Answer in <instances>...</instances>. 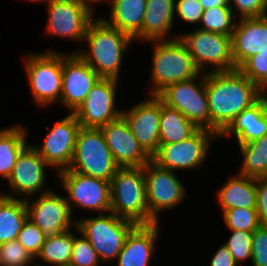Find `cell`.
<instances>
[{"instance_id": "1", "label": "cell", "mask_w": 267, "mask_h": 266, "mask_svg": "<svg viewBox=\"0 0 267 266\" xmlns=\"http://www.w3.org/2000/svg\"><path fill=\"white\" fill-rule=\"evenodd\" d=\"M210 131L220 134L265 93L238 69L205 73Z\"/></svg>"}, {"instance_id": "2", "label": "cell", "mask_w": 267, "mask_h": 266, "mask_svg": "<svg viewBox=\"0 0 267 266\" xmlns=\"http://www.w3.org/2000/svg\"><path fill=\"white\" fill-rule=\"evenodd\" d=\"M132 42L134 40L127 34L97 17L89 23L83 40L88 48H78L74 52L100 77L119 80L123 57Z\"/></svg>"}, {"instance_id": "3", "label": "cell", "mask_w": 267, "mask_h": 266, "mask_svg": "<svg viewBox=\"0 0 267 266\" xmlns=\"http://www.w3.org/2000/svg\"><path fill=\"white\" fill-rule=\"evenodd\" d=\"M110 211L136 225L157 223L149 212L143 167H120L110 181Z\"/></svg>"}, {"instance_id": "4", "label": "cell", "mask_w": 267, "mask_h": 266, "mask_svg": "<svg viewBox=\"0 0 267 266\" xmlns=\"http://www.w3.org/2000/svg\"><path fill=\"white\" fill-rule=\"evenodd\" d=\"M148 43L154 46L149 95H158L168 85L191 80L201 73L180 38Z\"/></svg>"}, {"instance_id": "5", "label": "cell", "mask_w": 267, "mask_h": 266, "mask_svg": "<svg viewBox=\"0 0 267 266\" xmlns=\"http://www.w3.org/2000/svg\"><path fill=\"white\" fill-rule=\"evenodd\" d=\"M74 230L83 234L104 263L116 260L130 231L136 226L133 222L120 218L113 212L96 217L76 219Z\"/></svg>"}, {"instance_id": "6", "label": "cell", "mask_w": 267, "mask_h": 266, "mask_svg": "<svg viewBox=\"0 0 267 266\" xmlns=\"http://www.w3.org/2000/svg\"><path fill=\"white\" fill-rule=\"evenodd\" d=\"M24 59V70L33 101L42 107L60 103L62 53L50 49L41 53H30Z\"/></svg>"}, {"instance_id": "7", "label": "cell", "mask_w": 267, "mask_h": 266, "mask_svg": "<svg viewBox=\"0 0 267 266\" xmlns=\"http://www.w3.org/2000/svg\"><path fill=\"white\" fill-rule=\"evenodd\" d=\"M119 168L101 129L81 127L76 139L74 157L68 169L110 182Z\"/></svg>"}, {"instance_id": "8", "label": "cell", "mask_w": 267, "mask_h": 266, "mask_svg": "<svg viewBox=\"0 0 267 266\" xmlns=\"http://www.w3.org/2000/svg\"><path fill=\"white\" fill-rule=\"evenodd\" d=\"M179 34L201 73L236 69L231 54V36L203 31L198 28ZM208 65V66H207ZM211 69H206V67Z\"/></svg>"}, {"instance_id": "9", "label": "cell", "mask_w": 267, "mask_h": 266, "mask_svg": "<svg viewBox=\"0 0 267 266\" xmlns=\"http://www.w3.org/2000/svg\"><path fill=\"white\" fill-rule=\"evenodd\" d=\"M157 96L163 103L182 113L198 129L210 131L205 73H200L191 80L168 85Z\"/></svg>"}, {"instance_id": "10", "label": "cell", "mask_w": 267, "mask_h": 266, "mask_svg": "<svg viewBox=\"0 0 267 266\" xmlns=\"http://www.w3.org/2000/svg\"><path fill=\"white\" fill-rule=\"evenodd\" d=\"M219 136L206 129H198L189 138L171 144H159L151 160L158 166L171 171L199 169L205 163L211 141Z\"/></svg>"}, {"instance_id": "11", "label": "cell", "mask_w": 267, "mask_h": 266, "mask_svg": "<svg viewBox=\"0 0 267 266\" xmlns=\"http://www.w3.org/2000/svg\"><path fill=\"white\" fill-rule=\"evenodd\" d=\"M149 212L159 223V215L171 210L187 198V190L176 172L162 168L150 160L144 167Z\"/></svg>"}, {"instance_id": "12", "label": "cell", "mask_w": 267, "mask_h": 266, "mask_svg": "<svg viewBox=\"0 0 267 266\" xmlns=\"http://www.w3.org/2000/svg\"><path fill=\"white\" fill-rule=\"evenodd\" d=\"M57 174L59 182L66 191V199L71 212L74 207L98 211L100 214L110 212V182L85 176L69 169Z\"/></svg>"}, {"instance_id": "13", "label": "cell", "mask_w": 267, "mask_h": 266, "mask_svg": "<svg viewBox=\"0 0 267 266\" xmlns=\"http://www.w3.org/2000/svg\"><path fill=\"white\" fill-rule=\"evenodd\" d=\"M25 200L28 212V219L36 224L45 237L60 235L76 227V219L66 197L57 192L48 191L41 193L38 197Z\"/></svg>"}, {"instance_id": "14", "label": "cell", "mask_w": 267, "mask_h": 266, "mask_svg": "<svg viewBox=\"0 0 267 266\" xmlns=\"http://www.w3.org/2000/svg\"><path fill=\"white\" fill-rule=\"evenodd\" d=\"M47 7L46 33L82 43L94 11L79 0H51Z\"/></svg>"}, {"instance_id": "15", "label": "cell", "mask_w": 267, "mask_h": 266, "mask_svg": "<svg viewBox=\"0 0 267 266\" xmlns=\"http://www.w3.org/2000/svg\"><path fill=\"white\" fill-rule=\"evenodd\" d=\"M119 80L100 78L92 87L88 96L73 113L81 127L101 128L122 115V109L115 107V98Z\"/></svg>"}, {"instance_id": "16", "label": "cell", "mask_w": 267, "mask_h": 266, "mask_svg": "<svg viewBox=\"0 0 267 266\" xmlns=\"http://www.w3.org/2000/svg\"><path fill=\"white\" fill-rule=\"evenodd\" d=\"M80 128L77 117L69 113L48 130L42 146L34 143L32 147L50 167L57 168L56 172L59 173L71 165Z\"/></svg>"}, {"instance_id": "17", "label": "cell", "mask_w": 267, "mask_h": 266, "mask_svg": "<svg viewBox=\"0 0 267 266\" xmlns=\"http://www.w3.org/2000/svg\"><path fill=\"white\" fill-rule=\"evenodd\" d=\"M46 167H50L45 160L36 152L32 144H28L19 154L16 164L11 175L7 180L10 193H2V195L22 199L31 198V195L38 196L46 193L51 189L44 187L46 184ZM46 188V189H45ZM17 197H16V196Z\"/></svg>"}, {"instance_id": "18", "label": "cell", "mask_w": 267, "mask_h": 266, "mask_svg": "<svg viewBox=\"0 0 267 266\" xmlns=\"http://www.w3.org/2000/svg\"><path fill=\"white\" fill-rule=\"evenodd\" d=\"M101 77L76 53H62L60 104L74 113Z\"/></svg>"}, {"instance_id": "19", "label": "cell", "mask_w": 267, "mask_h": 266, "mask_svg": "<svg viewBox=\"0 0 267 266\" xmlns=\"http://www.w3.org/2000/svg\"><path fill=\"white\" fill-rule=\"evenodd\" d=\"M149 96L128 110L122 109V116L138 144L152 157L160 144L161 99L157 95Z\"/></svg>"}, {"instance_id": "20", "label": "cell", "mask_w": 267, "mask_h": 266, "mask_svg": "<svg viewBox=\"0 0 267 266\" xmlns=\"http://www.w3.org/2000/svg\"><path fill=\"white\" fill-rule=\"evenodd\" d=\"M100 129L115 162L120 167H144L151 160L132 135L122 115Z\"/></svg>"}, {"instance_id": "21", "label": "cell", "mask_w": 267, "mask_h": 266, "mask_svg": "<svg viewBox=\"0 0 267 266\" xmlns=\"http://www.w3.org/2000/svg\"><path fill=\"white\" fill-rule=\"evenodd\" d=\"M267 48V15L240 18L231 35V54L238 69L248 58Z\"/></svg>"}, {"instance_id": "22", "label": "cell", "mask_w": 267, "mask_h": 266, "mask_svg": "<svg viewBox=\"0 0 267 266\" xmlns=\"http://www.w3.org/2000/svg\"><path fill=\"white\" fill-rule=\"evenodd\" d=\"M159 223L136 225L128 234L125 244L118 254L117 266H149L156 251L159 237Z\"/></svg>"}, {"instance_id": "23", "label": "cell", "mask_w": 267, "mask_h": 266, "mask_svg": "<svg viewBox=\"0 0 267 266\" xmlns=\"http://www.w3.org/2000/svg\"><path fill=\"white\" fill-rule=\"evenodd\" d=\"M176 0H147L146 11L142 25V36L139 42L172 40L179 38L178 34L170 36L175 22ZM169 35V36H168ZM170 38V39H169Z\"/></svg>"}, {"instance_id": "24", "label": "cell", "mask_w": 267, "mask_h": 266, "mask_svg": "<svg viewBox=\"0 0 267 266\" xmlns=\"http://www.w3.org/2000/svg\"><path fill=\"white\" fill-rule=\"evenodd\" d=\"M110 17H101L107 24L127 34L133 40L142 36L147 0H109Z\"/></svg>"}, {"instance_id": "25", "label": "cell", "mask_w": 267, "mask_h": 266, "mask_svg": "<svg viewBox=\"0 0 267 266\" xmlns=\"http://www.w3.org/2000/svg\"><path fill=\"white\" fill-rule=\"evenodd\" d=\"M266 131L262 96L255 104L244 109L220 134L219 138L233 136L240 145L265 136Z\"/></svg>"}, {"instance_id": "26", "label": "cell", "mask_w": 267, "mask_h": 266, "mask_svg": "<svg viewBox=\"0 0 267 266\" xmlns=\"http://www.w3.org/2000/svg\"><path fill=\"white\" fill-rule=\"evenodd\" d=\"M217 200L221 210L256 208V178L235 174L220 187Z\"/></svg>"}, {"instance_id": "27", "label": "cell", "mask_w": 267, "mask_h": 266, "mask_svg": "<svg viewBox=\"0 0 267 266\" xmlns=\"http://www.w3.org/2000/svg\"><path fill=\"white\" fill-rule=\"evenodd\" d=\"M20 123L0 129V176L8 180L21 151L29 144L27 129Z\"/></svg>"}, {"instance_id": "28", "label": "cell", "mask_w": 267, "mask_h": 266, "mask_svg": "<svg viewBox=\"0 0 267 266\" xmlns=\"http://www.w3.org/2000/svg\"><path fill=\"white\" fill-rule=\"evenodd\" d=\"M28 218L25 199L0 195V244L17 240Z\"/></svg>"}, {"instance_id": "29", "label": "cell", "mask_w": 267, "mask_h": 266, "mask_svg": "<svg viewBox=\"0 0 267 266\" xmlns=\"http://www.w3.org/2000/svg\"><path fill=\"white\" fill-rule=\"evenodd\" d=\"M197 130L198 128L182 113L161 100L160 144L181 142Z\"/></svg>"}, {"instance_id": "30", "label": "cell", "mask_w": 267, "mask_h": 266, "mask_svg": "<svg viewBox=\"0 0 267 266\" xmlns=\"http://www.w3.org/2000/svg\"><path fill=\"white\" fill-rule=\"evenodd\" d=\"M243 158L241 168L237 172L252 178L267 177V137L238 145Z\"/></svg>"}, {"instance_id": "31", "label": "cell", "mask_w": 267, "mask_h": 266, "mask_svg": "<svg viewBox=\"0 0 267 266\" xmlns=\"http://www.w3.org/2000/svg\"><path fill=\"white\" fill-rule=\"evenodd\" d=\"M72 229L57 236L45 238L40 253L35 258V262L40 259L50 266H69L74 234Z\"/></svg>"}, {"instance_id": "32", "label": "cell", "mask_w": 267, "mask_h": 266, "mask_svg": "<svg viewBox=\"0 0 267 266\" xmlns=\"http://www.w3.org/2000/svg\"><path fill=\"white\" fill-rule=\"evenodd\" d=\"M234 17L235 15L230 6L209 8L204 10L197 28L203 31L231 36L237 19Z\"/></svg>"}, {"instance_id": "33", "label": "cell", "mask_w": 267, "mask_h": 266, "mask_svg": "<svg viewBox=\"0 0 267 266\" xmlns=\"http://www.w3.org/2000/svg\"><path fill=\"white\" fill-rule=\"evenodd\" d=\"M221 211L229 230L254 232L261 225L256 208H234Z\"/></svg>"}, {"instance_id": "34", "label": "cell", "mask_w": 267, "mask_h": 266, "mask_svg": "<svg viewBox=\"0 0 267 266\" xmlns=\"http://www.w3.org/2000/svg\"><path fill=\"white\" fill-rule=\"evenodd\" d=\"M238 70L267 93V48L248 58Z\"/></svg>"}, {"instance_id": "35", "label": "cell", "mask_w": 267, "mask_h": 266, "mask_svg": "<svg viewBox=\"0 0 267 266\" xmlns=\"http://www.w3.org/2000/svg\"><path fill=\"white\" fill-rule=\"evenodd\" d=\"M229 239L223 243L230 251L234 261L239 262L251 261L252 256V235L253 232L230 230Z\"/></svg>"}, {"instance_id": "36", "label": "cell", "mask_w": 267, "mask_h": 266, "mask_svg": "<svg viewBox=\"0 0 267 266\" xmlns=\"http://www.w3.org/2000/svg\"><path fill=\"white\" fill-rule=\"evenodd\" d=\"M35 258L17 241L0 244V266H29Z\"/></svg>"}, {"instance_id": "37", "label": "cell", "mask_w": 267, "mask_h": 266, "mask_svg": "<svg viewBox=\"0 0 267 266\" xmlns=\"http://www.w3.org/2000/svg\"><path fill=\"white\" fill-rule=\"evenodd\" d=\"M100 258L89 240L81 234L74 235L72 255L69 266H99Z\"/></svg>"}, {"instance_id": "38", "label": "cell", "mask_w": 267, "mask_h": 266, "mask_svg": "<svg viewBox=\"0 0 267 266\" xmlns=\"http://www.w3.org/2000/svg\"><path fill=\"white\" fill-rule=\"evenodd\" d=\"M45 238L44 232L27 218L18 234L17 241L36 258Z\"/></svg>"}, {"instance_id": "39", "label": "cell", "mask_w": 267, "mask_h": 266, "mask_svg": "<svg viewBox=\"0 0 267 266\" xmlns=\"http://www.w3.org/2000/svg\"><path fill=\"white\" fill-rule=\"evenodd\" d=\"M229 6L240 18L262 17L266 15V0H228ZM238 13V15H237Z\"/></svg>"}, {"instance_id": "40", "label": "cell", "mask_w": 267, "mask_h": 266, "mask_svg": "<svg viewBox=\"0 0 267 266\" xmlns=\"http://www.w3.org/2000/svg\"><path fill=\"white\" fill-rule=\"evenodd\" d=\"M204 8L199 0H177L175 1V17L181 18L183 22L198 25L203 15Z\"/></svg>"}, {"instance_id": "41", "label": "cell", "mask_w": 267, "mask_h": 266, "mask_svg": "<svg viewBox=\"0 0 267 266\" xmlns=\"http://www.w3.org/2000/svg\"><path fill=\"white\" fill-rule=\"evenodd\" d=\"M252 266H267V225H260L252 235Z\"/></svg>"}, {"instance_id": "42", "label": "cell", "mask_w": 267, "mask_h": 266, "mask_svg": "<svg viewBox=\"0 0 267 266\" xmlns=\"http://www.w3.org/2000/svg\"><path fill=\"white\" fill-rule=\"evenodd\" d=\"M256 210L261 225H267V177L256 179Z\"/></svg>"}, {"instance_id": "43", "label": "cell", "mask_w": 267, "mask_h": 266, "mask_svg": "<svg viewBox=\"0 0 267 266\" xmlns=\"http://www.w3.org/2000/svg\"><path fill=\"white\" fill-rule=\"evenodd\" d=\"M209 266H239L233 259L229 249L222 244L211 257Z\"/></svg>"}, {"instance_id": "44", "label": "cell", "mask_w": 267, "mask_h": 266, "mask_svg": "<svg viewBox=\"0 0 267 266\" xmlns=\"http://www.w3.org/2000/svg\"><path fill=\"white\" fill-rule=\"evenodd\" d=\"M204 10L218 6H229L228 0H199Z\"/></svg>"}, {"instance_id": "45", "label": "cell", "mask_w": 267, "mask_h": 266, "mask_svg": "<svg viewBox=\"0 0 267 266\" xmlns=\"http://www.w3.org/2000/svg\"><path fill=\"white\" fill-rule=\"evenodd\" d=\"M81 2H83L84 4H86L87 6H89L93 11H95L94 9V5L97 4L98 2H102V1H106V0H79ZM109 1V0H108Z\"/></svg>"}, {"instance_id": "46", "label": "cell", "mask_w": 267, "mask_h": 266, "mask_svg": "<svg viewBox=\"0 0 267 266\" xmlns=\"http://www.w3.org/2000/svg\"><path fill=\"white\" fill-rule=\"evenodd\" d=\"M263 110H264V117L266 119V124H267V93L263 95ZM265 136L267 137V131H266Z\"/></svg>"}, {"instance_id": "47", "label": "cell", "mask_w": 267, "mask_h": 266, "mask_svg": "<svg viewBox=\"0 0 267 266\" xmlns=\"http://www.w3.org/2000/svg\"><path fill=\"white\" fill-rule=\"evenodd\" d=\"M23 1H27V2H32V3H35V2H38V3H44V2H47L49 3L51 0H23Z\"/></svg>"}, {"instance_id": "48", "label": "cell", "mask_w": 267, "mask_h": 266, "mask_svg": "<svg viewBox=\"0 0 267 266\" xmlns=\"http://www.w3.org/2000/svg\"><path fill=\"white\" fill-rule=\"evenodd\" d=\"M32 266H41V265L37 263V264H35V265H32ZM42 266H43V265H42ZM44 266H46V265H44Z\"/></svg>"}]
</instances>
